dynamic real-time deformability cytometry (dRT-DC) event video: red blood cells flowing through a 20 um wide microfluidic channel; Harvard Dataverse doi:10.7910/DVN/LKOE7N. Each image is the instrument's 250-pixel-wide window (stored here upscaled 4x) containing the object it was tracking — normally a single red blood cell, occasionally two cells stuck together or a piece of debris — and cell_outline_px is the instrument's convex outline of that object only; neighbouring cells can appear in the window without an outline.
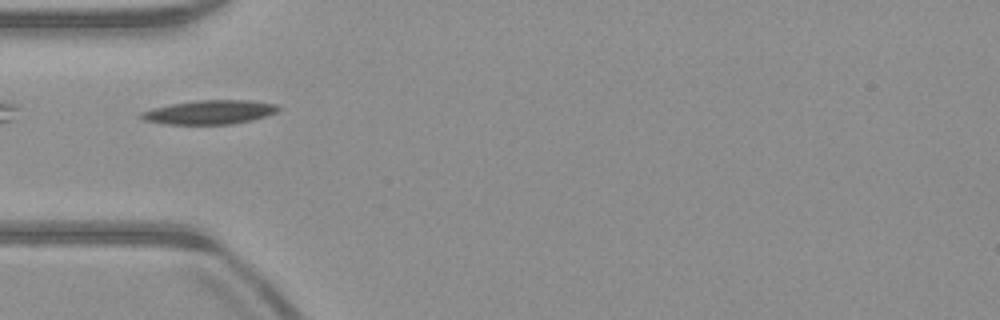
{"species": "common noctule bat (a hibernating species)", "species_latin": "Nyctalus noctula", "temperature_condition": "warm", "stored_images_in_passage": 21, "camera_frame_rate_fps": 3000, "um_per_image_px": 0.085, "animal": {"sex": "male", "body_mass_g": 23.1, "forearm_length_mm": 52.7}, "frame": {"image": 1, "passage_image": 1, "time_ms": 0.0, "image_size_px": [1000, 320], "cell_outline_px": [[280, 108], [276, 112], [268, 116], [252, 120], [232, 124], [168, 124], [144, 120], [140, 116], [140, 112], [152, 108], [172, 104], [196, 100], [248, 100], [276, 104]], "centroid_in_image_um": [17.84, 9.53], "position_along_channel_um": 67.2, "area_um2": 19.13}}
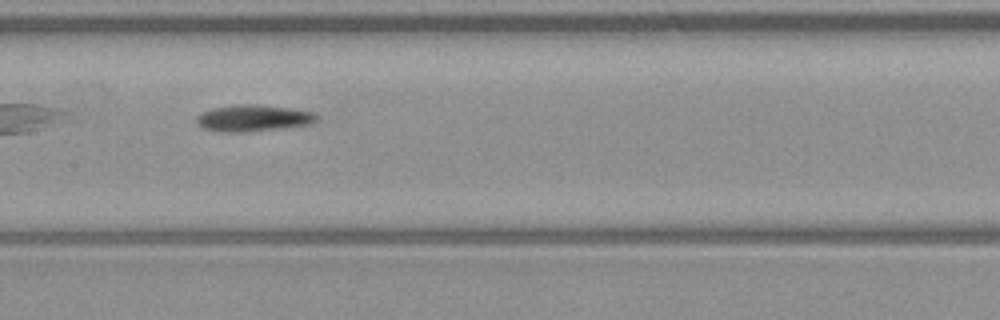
{"frame": {"image": 2, "passage_image": 10, "time_ms": 3.0, "image_size_px": [1000, 320], "cell_outline_px": [[316, 120], [312, 124], [280, 128], [240, 132], [220, 132], [204, 128], [196, 124], [196, 116], [200, 112], [212, 108], [236, 104], [256, 104], [296, 108], [312, 112], [316, 116]], "centroid_in_image_um": [21.48, 10.02], "position_along_channel_um": 185.9, "area_um2": 18.73}}
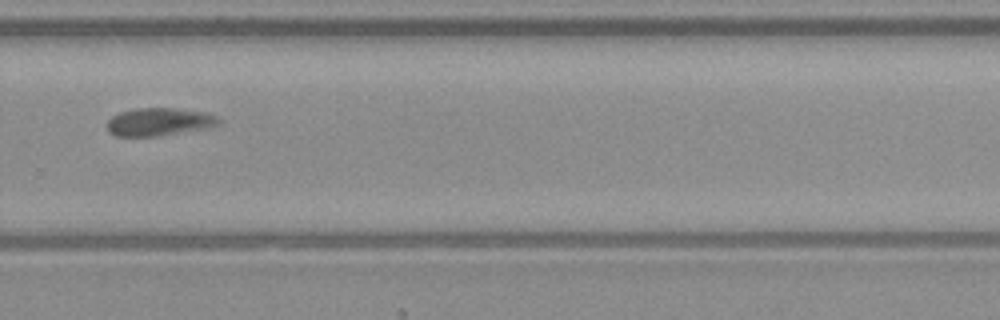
{"frame": {"image": 3, "passage_image": 20, "time_ms": 6.333, "image_size_px": [1000, 320], "cell_outline_px": [[224, 120], [220, 124], [204, 128], [160, 136], [116, 136], [108, 132], [108, 120], [112, 116], [120, 112], [136, 108], [176, 108], [200, 112], [216, 116]], "centroid_in_image_um": [13.51, 10.36], "position_along_channel_um": 316.3, "area_um2": 18.03}}